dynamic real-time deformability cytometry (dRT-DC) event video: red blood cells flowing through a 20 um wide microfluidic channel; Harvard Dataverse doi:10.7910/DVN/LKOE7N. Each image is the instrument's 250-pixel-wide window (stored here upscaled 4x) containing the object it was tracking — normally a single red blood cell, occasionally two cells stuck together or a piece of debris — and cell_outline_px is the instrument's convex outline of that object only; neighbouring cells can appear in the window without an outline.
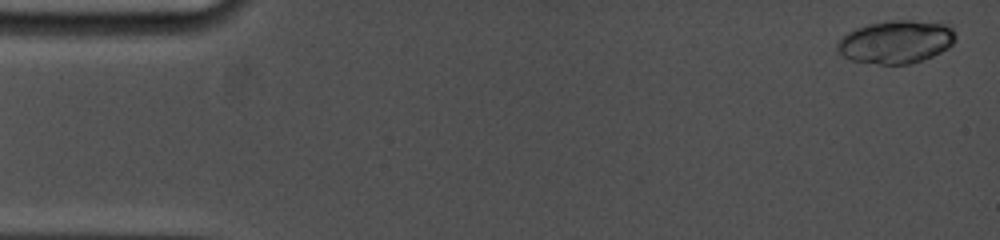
{"species": "common noctule bat (a hibernating species)", "species_latin": "Nyctalus noctula", "temperature_condition": "cold", "stored_images_in_passage": 4, "camera_frame_rate_fps": 5000, "um_per_image_px": 0.085, "animal": {"sex": "female", "body_mass_g": 19.0, "forearm_length_mm": 53.3}, "frame": {"image": 1, "passage_image": 1, "time_ms": 0.0, "image_size_px": [1000, 240], "cell_outline_px": [[956, 40], [948, 48], [932, 56], [908, 64], [880, 64], [848, 60], [836, 52], [836, 44], [848, 32], [856, 28], [868, 24], [888, 20], [912, 20], [944, 24], [952, 28], [956, 36]], "centroid_in_image_um": [76.13, 3.56], "position_along_channel_um": 8.9, "area_um2": 29.65}}
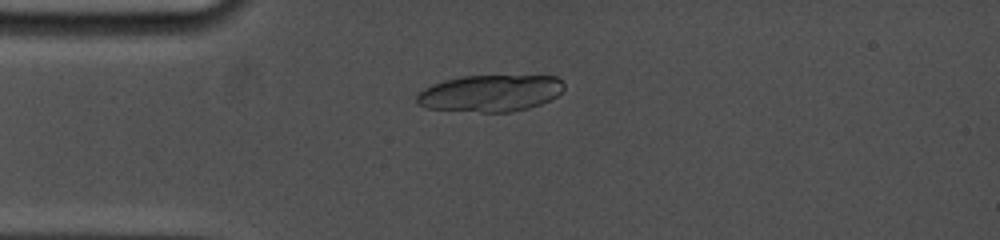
{"frame": {"image": 2, "passage_image": 4, "time_ms": 3.8, "image_size_px": [1000, 240], "cell_outline_px": [[564, 88], [556, 96], [540, 104], [528, 108], [512, 112], [480, 112], [428, 108], [416, 104], [416, 96], [424, 88], [432, 84], [444, 80], [464, 76], [556, 76], [564, 84]], "centroid_in_image_um": [41.65, 7.92], "position_along_channel_um": 43.4, "area_um2": 31.39}}